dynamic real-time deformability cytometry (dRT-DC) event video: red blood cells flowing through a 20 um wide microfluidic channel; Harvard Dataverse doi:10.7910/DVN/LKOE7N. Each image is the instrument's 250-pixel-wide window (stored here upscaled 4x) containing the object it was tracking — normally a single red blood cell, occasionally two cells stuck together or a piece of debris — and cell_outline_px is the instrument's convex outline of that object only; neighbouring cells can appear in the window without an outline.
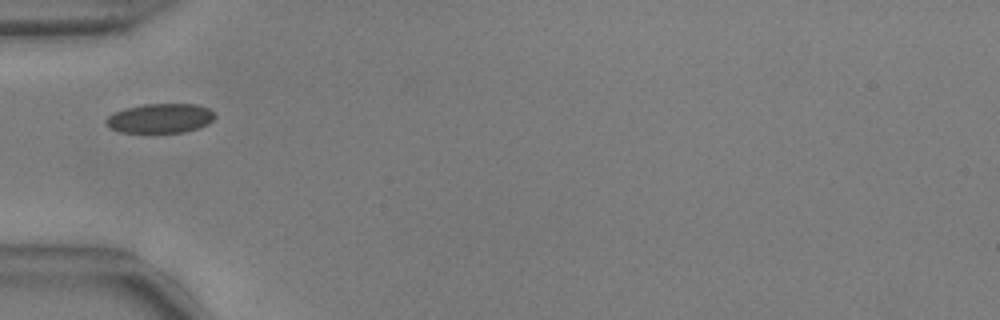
{"species": "common noctule bat (a hibernating species)", "species_latin": "Nyctalus noctula", "temperature_condition": "warm", "stored_images_in_passage": 17, "camera_frame_rate_fps": 3000, "um_per_image_px": 0.085, "animal": {"sex": "male", "body_mass_g": 17.9, "forearm_length_mm": 54.2}, "frame": {"image": 1, "passage_image": 1, "time_ms": 0.0, "image_size_px": [1000, 320], "cell_outline_px": [[216, 116], [208, 124], [200, 128], [184, 132], [120, 132], [104, 124], [104, 120], [108, 116], [124, 108], [144, 104], [196, 104], [208, 108], [216, 112]], "centroid_in_image_um": [13.65, 10.05], "position_along_channel_um": 71.4, "area_um2": 18.79}}